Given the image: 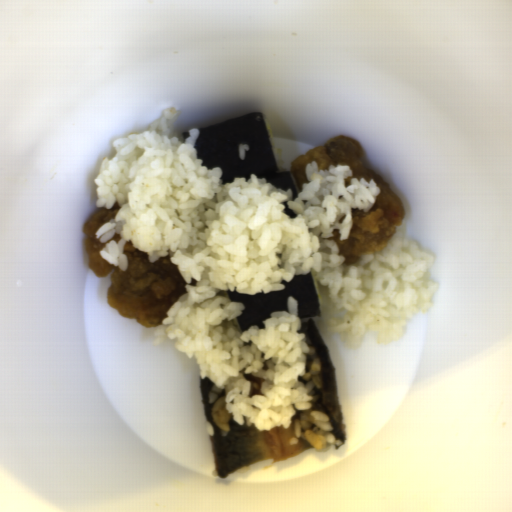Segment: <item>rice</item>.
Masks as SVG:
<instances>
[{"label":"rice","mask_w":512,"mask_h":512,"mask_svg":"<svg viewBox=\"0 0 512 512\" xmlns=\"http://www.w3.org/2000/svg\"><path fill=\"white\" fill-rule=\"evenodd\" d=\"M179 108L168 107L144 131L113 141L116 153L104 157L98 174L97 208L118 203L115 218L94 235L104 245L99 255L127 271L123 251L132 247L151 262L169 256L181 273L186 293L167 310L154 329V345H171L194 358L200 378L212 383L208 401L213 423L222 435L238 425L266 431L296 420L292 445L308 441L317 452L341 446L331 418L313 410L314 386L322 385L321 361L299 332V302L288 298V311L272 312L242 331L243 294L284 290L295 275L312 274L328 315L324 327L336 333L345 349L359 348L367 332L378 344L397 339L415 313L432 310L438 281L430 278L434 255L406 238L403 221L381 250L347 264L334 240H347L353 211H370L381 187L371 178L346 180L349 164L305 165L306 183L294 199L293 189H278L265 177H234L223 184V169L208 168L198 158L199 130L183 137L174 127ZM295 210L285 214L283 203ZM263 378L259 395L244 374Z\"/></svg>","instance_id":"1"},{"label":"rice","mask_w":512,"mask_h":512,"mask_svg":"<svg viewBox=\"0 0 512 512\" xmlns=\"http://www.w3.org/2000/svg\"><path fill=\"white\" fill-rule=\"evenodd\" d=\"M274 463L271 459L270 460H258L256 462H253L247 466H244L238 470L233 471L231 474H229L225 479H220L217 475L216 468L212 472V477H214V483L218 485H228L232 484L236 481H241L261 468H266L270 464Z\"/></svg>","instance_id":"2"},{"label":"rice","mask_w":512,"mask_h":512,"mask_svg":"<svg viewBox=\"0 0 512 512\" xmlns=\"http://www.w3.org/2000/svg\"><path fill=\"white\" fill-rule=\"evenodd\" d=\"M263 119H264V123H265L266 129H267L269 140H270V143H271V146H272L274 157H275V160H276V163H277L278 172H280L284 168V162H283V159H282V150L280 148L276 147L275 144H274L270 121L266 117H264V116H263Z\"/></svg>","instance_id":"3"},{"label":"rice","mask_w":512,"mask_h":512,"mask_svg":"<svg viewBox=\"0 0 512 512\" xmlns=\"http://www.w3.org/2000/svg\"><path fill=\"white\" fill-rule=\"evenodd\" d=\"M249 150H250L249 145H247L246 143L239 144V146H238L239 159L242 161L245 160L246 151H249Z\"/></svg>","instance_id":"4"},{"label":"rice","mask_w":512,"mask_h":512,"mask_svg":"<svg viewBox=\"0 0 512 512\" xmlns=\"http://www.w3.org/2000/svg\"><path fill=\"white\" fill-rule=\"evenodd\" d=\"M205 431H206L207 435L214 436V434H215V427L211 423L206 421V423H205Z\"/></svg>","instance_id":"5"}]
</instances>
